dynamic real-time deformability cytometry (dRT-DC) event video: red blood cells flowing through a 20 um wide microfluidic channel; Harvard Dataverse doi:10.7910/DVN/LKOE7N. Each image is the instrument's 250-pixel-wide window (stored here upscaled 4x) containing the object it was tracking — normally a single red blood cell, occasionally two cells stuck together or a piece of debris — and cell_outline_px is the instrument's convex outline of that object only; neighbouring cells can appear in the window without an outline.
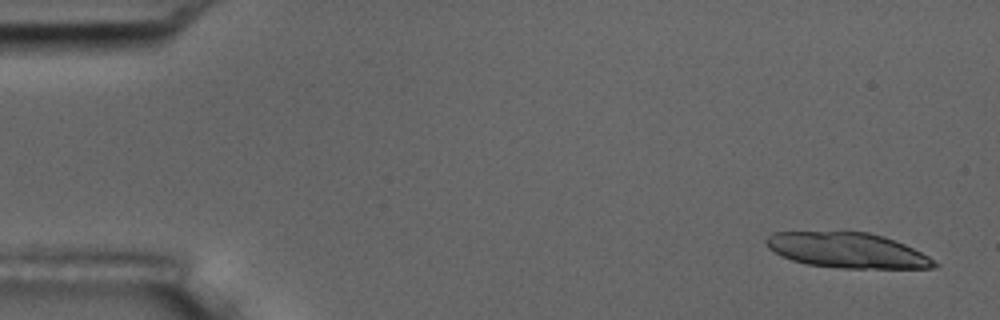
{"species": "common noctule bat (a hibernating species)", "species_latin": "Nyctalus noctula", "temperature_condition": "room temperature", "stored_images_in_passage": 26, "camera_frame_rate_fps": 3000, "um_per_image_px": 0.085, "animal": {"sex": "male", "body_mass_g": 17.5, "forearm_length_mm": 52.3}, "frame": {"image": 1, "passage_image": 3, "time_ms": 0.667, "image_size_px": [1000, 320], "cell_outline_px": [[940, 264], [936, 268], [844, 268], [808, 264], [792, 260], [780, 256], [768, 248], [764, 244], [764, 240], [772, 232], [868, 232], [884, 236], [904, 244], [928, 256]], "centroid_in_image_um": [72.0, 21.28], "position_along_channel_um": 13.0, "area_um2": 34.45}}
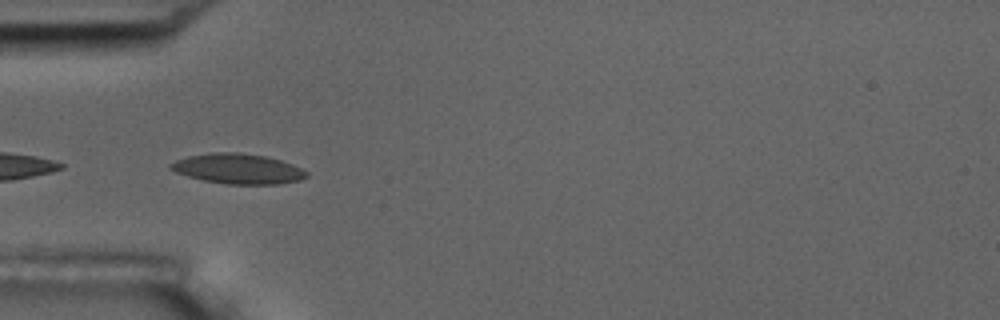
{"frame": {"image": 2, "passage_image": 18, "time_ms": 5.667, "image_size_px": [1000, 320], "cell_outline_px": [[308, 176], [300, 180], [280, 184], [224, 184], [204, 180], [188, 176], [176, 172], [168, 168], [168, 164], [176, 160], [188, 156], [212, 152], [240, 152], [268, 156], [292, 164], [308, 172]], "centroid_in_image_um": [20.22, 14.34], "position_along_channel_um": 64.8, "area_um2": 23.99}}